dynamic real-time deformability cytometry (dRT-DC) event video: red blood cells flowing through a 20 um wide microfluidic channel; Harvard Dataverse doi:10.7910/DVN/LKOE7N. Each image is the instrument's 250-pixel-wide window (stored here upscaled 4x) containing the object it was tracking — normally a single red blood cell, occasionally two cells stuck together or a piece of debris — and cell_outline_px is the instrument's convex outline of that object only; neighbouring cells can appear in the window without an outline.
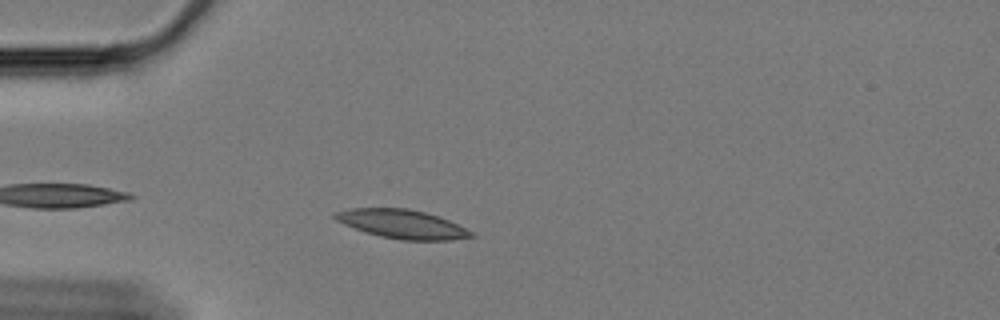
{"species": "Egyptian fruit bat (a non-hibernating species)", "species_latin": "Rousettus aegyptiacus", "temperature_condition": "cold", "stored_images_in_passage": 26, "camera_frame_rate_fps": 3000, "um_per_image_px": 0.085, "animal": {"sex": "female"}, "frame": {"image": 1, "passage_image": 5, "time_ms": 1.333, "image_size_px": [1000, 320], "cell_outline_px": [[476, 236], [452, 240], [400, 240], [380, 236], [344, 224], [336, 220], [332, 216], [332, 212], [352, 208], [408, 208], [424, 212], [448, 220], [476, 232]], "centroid_in_image_um": [34.21, 19.04], "position_along_channel_um": 50.8, "area_um2": 22.83}}
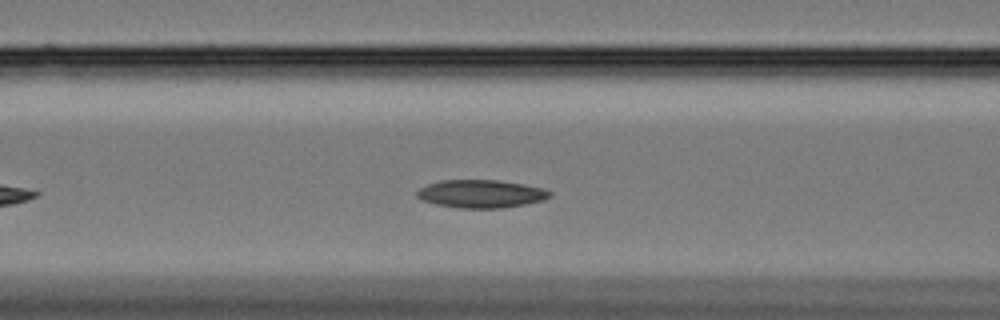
{"frame": {"image": 2, "passage_image": 13, "time_ms": 4.0, "image_size_px": [1000, 320], "cell_outline_px": [[552, 196], [544, 200], [524, 204], [500, 208], [460, 208], [436, 204], [420, 200], [416, 196], [416, 192], [420, 188], [428, 184], [440, 180], [500, 180], [524, 184], [544, 188], [552, 192]], "centroid_in_image_um": [40.89, 16.47], "position_along_channel_um": 125.7, "area_um2": 21.79}}
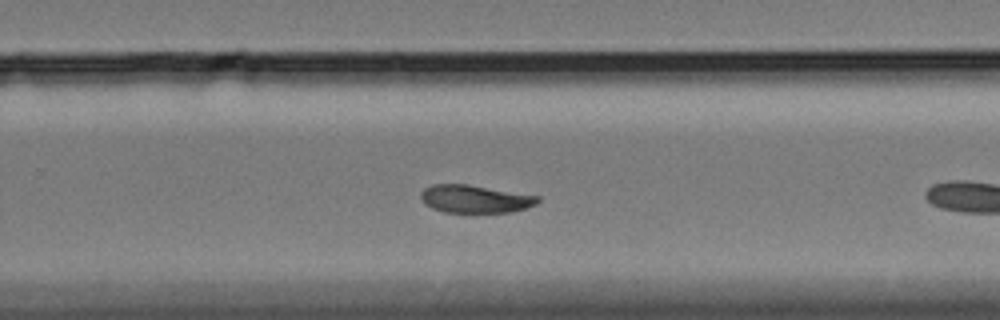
{"frame": {"image": 3, "passage_image": 24, "time_ms": 7.667, "image_size_px": [1000, 320], "cell_outline_px": [[540, 200], [536, 204], [512, 212], [444, 212], [432, 208], [424, 204], [420, 196], [420, 192], [424, 188], [432, 184], [468, 184], [540, 196]], "centroid_in_image_um": [40.35, 16.9], "position_along_channel_um": 289.4, "area_um2": 19.02}}